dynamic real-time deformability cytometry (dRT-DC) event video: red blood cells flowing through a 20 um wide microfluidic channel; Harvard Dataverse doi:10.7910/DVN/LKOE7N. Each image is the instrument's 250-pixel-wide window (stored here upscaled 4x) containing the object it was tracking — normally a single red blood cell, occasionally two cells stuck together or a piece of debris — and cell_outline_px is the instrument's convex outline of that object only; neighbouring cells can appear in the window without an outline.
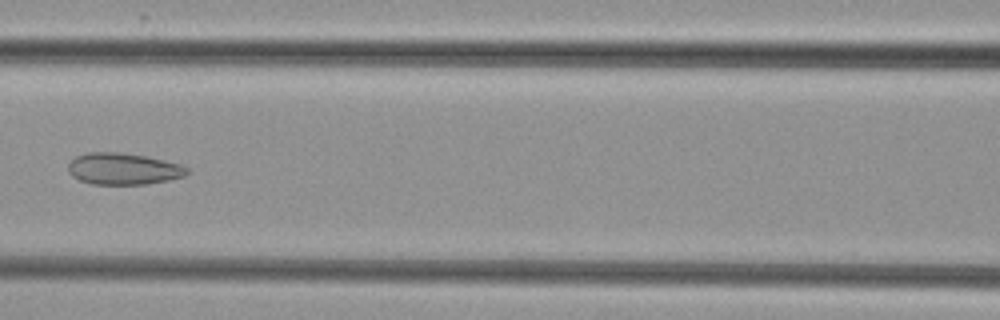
{"species": "common noctule bat (a hibernating species)", "species_latin": "Nyctalus noctula", "temperature_condition": "cold", "stored_images_in_passage": 4, "camera_frame_rate_fps": 3000, "um_per_image_px": 0.085, "animal": {"sex": "female", "body_mass_g": 29.2, "forearm_length_mm": 56.3}, "frame": {"image": 1, "passage_image": 4, "time_ms": 3.333, "image_size_px": [1000, 320], "cell_outline_px": [[192, 172], [184, 176], [168, 180], [148, 184], [92, 184], [80, 180], [72, 176], [68, 172], [68, 164], [76, 156], [88, 152], [120, 152], [148, 156], [180, 164], [188, 168]], "centroid_in_image_um": [10.5, 14.34], "position_along_channel_um": 156.1, "area_um2": 22.08}}